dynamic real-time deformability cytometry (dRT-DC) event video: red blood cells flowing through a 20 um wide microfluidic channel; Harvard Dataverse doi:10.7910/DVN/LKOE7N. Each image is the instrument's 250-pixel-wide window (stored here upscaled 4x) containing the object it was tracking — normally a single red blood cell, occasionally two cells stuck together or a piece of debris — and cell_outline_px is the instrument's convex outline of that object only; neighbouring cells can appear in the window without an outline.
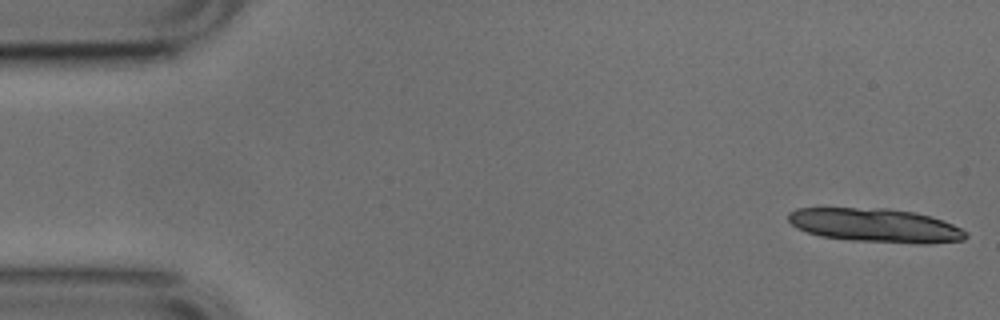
{"species": "common noctule bat (a hibernating species)", "species_latin": "Nyctalus noctula", "temperature_condition": "cold", "stored_images_in_passage": 5, "camera_frame_rate_fps": 3000, "um_per_image_px": 0.085, "animal": {"sex": "male", "body_mass_g": 17.9, "forearm_length_mm": 54.2}, "frame": {"image": 1, "passage_image": 1, "time_ms": 0.0, "image_size_px": [1000, 320], "cell_outline_px": [[968, 236], [964, 240], [928, 244], [912, 244], [852, 240], [820, 236], [796, 228], [788, 220], [788, 212], [796, 208], [888, 208], [916, 212], [932, 216], [952, 224], [968, 232]], "centroid_in_image_um": [74.44, 19.16], "position_along_channel_um": 10.6, "area_um2": 35.37}}
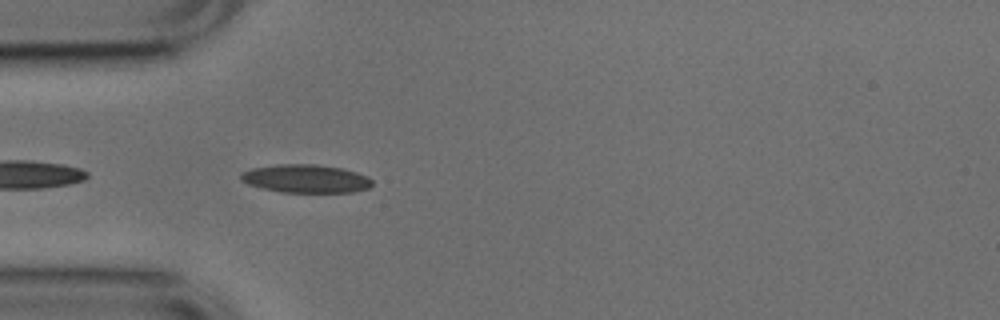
{"frame": {"image": 2, "passage_image": 5, "time_ms": 1.333, "image_size_px": [1000, 320], "cell_outline_px": [[372, 184], [368, 188], [352, 192], [280, 192], [260, 188], [248, 184], [240, 180], [240, 172], [252, 168], [276, 164], [316, 164], [340, 168], [356, 172], [368, 176], [372, 180]], "centroid_in_image_um": [25.95, 15.18], "position_along_channel_um": 59.1, "area_um2": 21.73}}